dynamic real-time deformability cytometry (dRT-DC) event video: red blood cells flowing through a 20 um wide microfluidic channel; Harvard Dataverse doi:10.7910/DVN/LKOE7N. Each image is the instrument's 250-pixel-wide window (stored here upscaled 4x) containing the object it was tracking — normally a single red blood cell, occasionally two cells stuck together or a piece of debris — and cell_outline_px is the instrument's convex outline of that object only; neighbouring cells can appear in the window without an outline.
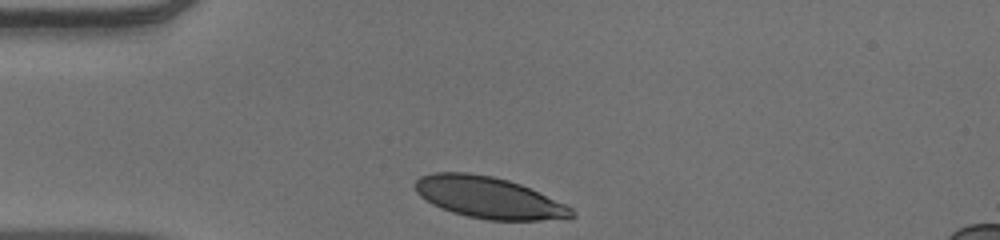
{"species": "human", "species_latin": "Homo sapiens", "temperature_condition": "warm", "stored_images_in_passage": 30, "camera_frame_rate_fps": 3000, "um_per_image_px": 0.085, "donor": {"sex": "male"}, "frame": {"image": 1, "passage_image": 1, "time_ms": 0.0, "image_size_px": [1000, 240], "cell_outline_px": [[576, 216], [540, 220], [488, 220], [468, 216], [452, 212], [440, 208], [432, 204], [420, 196], [416, 192], [412, 184], [420, 176], [432, 172], [468, 172], [492, 176], [508, 180], [520, 184], [564, 204], [572, 208], [576, 212]], "centroid_in_image_um": [41.47, 16.78], "position_along_channel_um": 43.5, "area_um2": 37.69}}
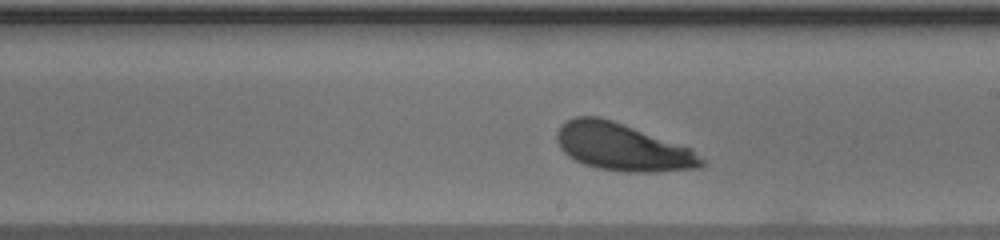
{"frame": {"image": 2, "passage_image": 18, "time_ms": 5.667, "image_size_px": [1000, 240], "cell_outline_px": [[704, 164], [700, 168], [652, 172], [628, 172], [596, 168], [584, 164], [568, 156], [560, 148], [556, 140], [556, 132], [560, 124], [576, 116], [600, 116], [612, 120], [692, 148], [704, 160]], "centroid_in_image_um": [52.89, 12.5], "position_along_channel_um": 236.1, "area_um2": 40.0}}
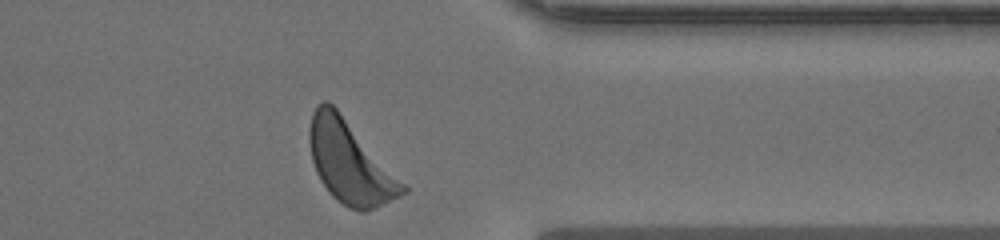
{"frame": {"image": 3, "passage_image": 30, "time_ms": 9.667, "image_size_px": [1000, 240], "cell_outline_px": [[408, 192], [376, 208], [364, 212], [360, 212], [348, 208], [336, 200], [328, 192], [320, 180], [316, 172], [312, 160], [308, 144], [308, 132], [312, 112], [316, 104], [324, 100], [328, 100], [336, 108], [408, 184]], "centroid_in_image_um": [29.77, 13.81], "position_along_channel_um": 381.6, "area_um2": 45.43}, "authors_computed_cell_mechanics": {"area_um2": 39.4196, "velocity_mm_per_s": 3.8495, "shape_relaxation_time_tau1_ms": 2.6272, "shape_relaxation_time_tau2_ms": null, "deformation_change_tau1": 0.172, "deformation_change_tau2": null}}